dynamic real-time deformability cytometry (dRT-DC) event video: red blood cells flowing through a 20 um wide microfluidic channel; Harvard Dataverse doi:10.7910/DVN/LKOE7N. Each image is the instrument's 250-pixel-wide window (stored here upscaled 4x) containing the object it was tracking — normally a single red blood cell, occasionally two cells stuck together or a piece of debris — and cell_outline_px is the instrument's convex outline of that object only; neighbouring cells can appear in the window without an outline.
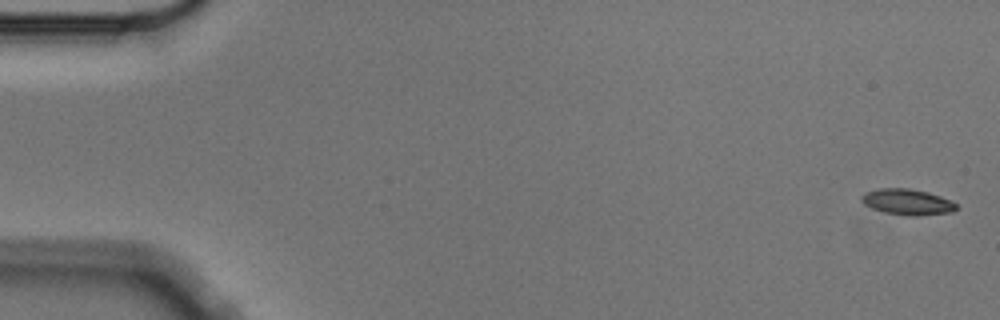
{"species": "Egyptian fruit bat (a non-hibernating species)", "species_latin": "Rousettus aegyptiacus", "temperature_condition": "cold", "stored_images_in_passage": 4, "camera_frame_rate_fps": 3000, "um_per_image_px": 0.085, "animal": {"sex": "male"}, "frame": {"image": 1, "passage_image": 1, "time_ms": 0.0, "image_size_px": [1000, 320], "cell_outline_px": [[956, 208], [952, 212], [916, 216], [908, 216], [884, 212], [872, 208], [864, 204], [860, 200], [860, 196], [864, 192], [880, 188], [908, 188], [928, 192], [940, 196], [956, 204]], "centroid_in_image_um": [77.07, 17.16], "position_along_channel_um": 7.9, "area_um2": 14.28}}
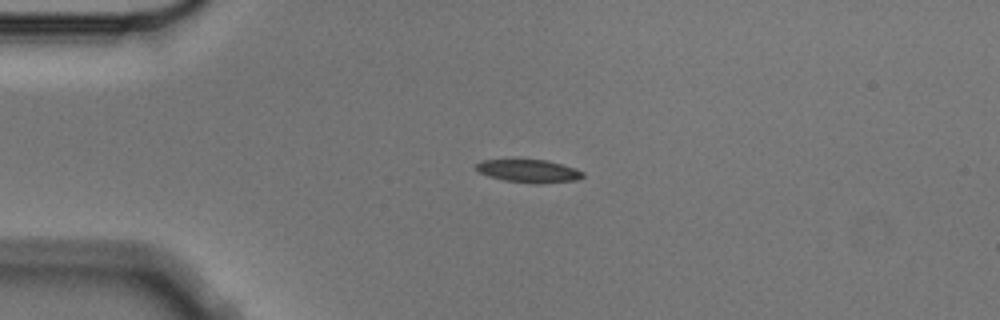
{"frame": {"image": 2, "passage_image": 3, "time_ms": 0.667, "image_size_px": [1000, 320], "cell_outline_px": [[584, 176], [576, 180], [540, 184], [536, 184], [504, 180], [488, 176], [480, 172], [476, 168], [476, 164], [480, 160], [548, 160], [576, 168], [584, 172]], "centroid_in_image_um": [44.98, 14.54], "position_along_channel_um": 40.0, "area_um2": 14.28}}